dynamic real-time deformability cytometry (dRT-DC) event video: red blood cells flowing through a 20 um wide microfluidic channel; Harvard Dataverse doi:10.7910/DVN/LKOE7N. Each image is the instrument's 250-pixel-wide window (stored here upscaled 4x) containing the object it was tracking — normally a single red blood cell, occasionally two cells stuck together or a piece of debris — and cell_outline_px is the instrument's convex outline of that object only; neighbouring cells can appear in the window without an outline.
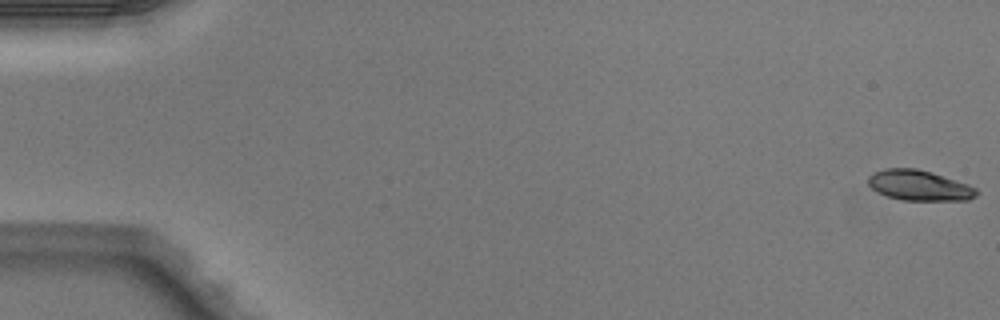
{"species": "Egyptian fruit bat (a non-hibernating species)", "species_latin": "Rousettus aegyptiacus", "temperature_condition": "warm", "stored_images_in_passage": 5, "segment_of_instrument_passage": [2, 2], "camera_frame_rate_fps": 3000, "um_per_image_px": 0.085, "animal": {"sex": "male"}, "frame": {"image": 1, "passage_image": 5, "time_ms": 1.333, "image_size_px": [1000, 320], "cell_outline_px": [[980, 192], [976, 196], [968, 200], [900, 200], [888, 196], [872, 188], [868, 184], [868, 176], [872, 172], [884, 168], [916, 168], [932, 172], [968, 184], [976, 188]], "centroid_in_image_um": [78.14, 15.75], "position_along_channel_um": 6.9, "area_um2": 19.25}}